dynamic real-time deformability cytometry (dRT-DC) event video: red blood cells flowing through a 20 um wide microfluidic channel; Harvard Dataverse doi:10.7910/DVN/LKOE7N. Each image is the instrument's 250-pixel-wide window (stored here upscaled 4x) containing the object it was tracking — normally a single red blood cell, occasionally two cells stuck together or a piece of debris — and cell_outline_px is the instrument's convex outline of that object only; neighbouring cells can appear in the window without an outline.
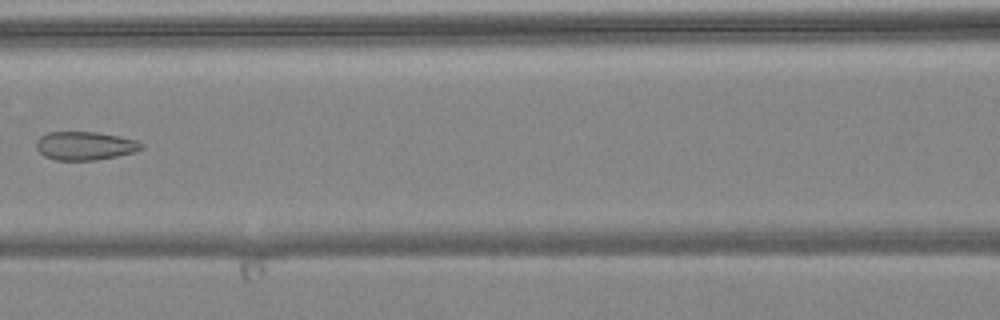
{"species": "common noctule bat (a hibernating species)", "species_latin": "Nyctalus noctula", "temperature_condition": "warm", "stored_images_in_passage": 5, "camera_frame_rate_fps": 3000, "um_per_image_px": 0.085, "animal": {"sex": "female", "body_mass_g": 24.6, "forearm_length_mm": 56.2}, "frame": {"image": 1, "passage_image": 5, "time_ms": 4.667, "image_size_px": [1000, 320], "cell_outline_px": [[144, 148], [136, 152], [96, 160], [56, 160], [44, 156], [36, 148], [36, 140], [40, 136], [48, 132], [96, 132], [136, 140], [144, 144]], "centroid_in_image_um": [7.22, 12.39], "position_along_channel_um": 159.4, "area_um2": 17.46}}